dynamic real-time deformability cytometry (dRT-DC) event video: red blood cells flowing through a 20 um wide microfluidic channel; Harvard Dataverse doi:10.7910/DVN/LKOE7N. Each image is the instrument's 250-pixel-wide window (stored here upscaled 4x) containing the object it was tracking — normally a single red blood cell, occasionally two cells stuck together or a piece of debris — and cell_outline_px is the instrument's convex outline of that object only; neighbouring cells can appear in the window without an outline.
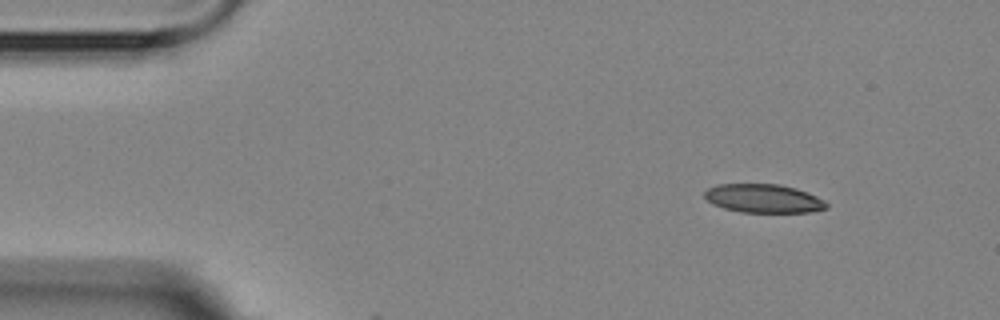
{"species": "Egyptian fruit bat (a non-hibernating species)", "species_latin": "Rousettus aegyptiacus", "temperature_condition": "room temperature", "stored_images_in_passage": 2, "camera_frame_rate_fps": 3000, "um_per_image_px": 0.085, "animal": {"sex": "female"}, "frame": {"image": 1, "passage_image": 1, "time_ms": 0.0, "image_size_px": [1000, 320], "cell_outline_px": [[828, 208], [808, 212], [740, 212], [724, 208], [712, 204], [704, 196], [704, 192], [708, 188], [716, 184], [780, 184], [796, 188], [808, 192], [824, 200], [828, 204]], "centroid_in_image_um": [64.9, 16.86], "position_along_channel_um": 20.1, "area_um2": 20.4}}